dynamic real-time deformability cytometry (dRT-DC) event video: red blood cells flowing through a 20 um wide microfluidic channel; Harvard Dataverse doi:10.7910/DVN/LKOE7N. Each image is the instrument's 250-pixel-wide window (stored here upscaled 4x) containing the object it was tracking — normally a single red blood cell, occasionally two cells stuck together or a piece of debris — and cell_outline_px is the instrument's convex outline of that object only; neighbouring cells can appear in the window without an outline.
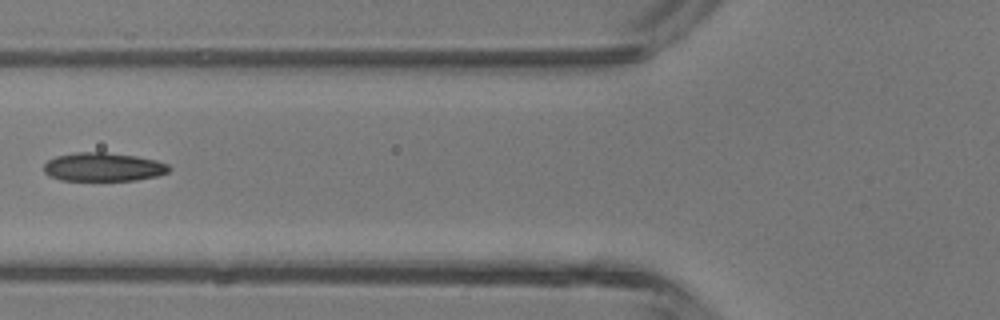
{"species": "common noctule bat (a hibernating species)", "species_latin": "Nyctalus noctula", "temperature_condition": "room temperature", "stored_images_in_passage": 5, "camera_frame_rate_fps": 3000, "um_per_image_px": 0.085, "animal": {"sex": "male", "body_mass_g": 13.3}, "frame": {"image": 1, "passage_image": 5, "time_ms": 4.667, "image_size_px": [1000, 320], "cell_outline_px": [[172, 168], [168, 172], [156, 176], [136, 180], [60, 180], [48, 176], [44, 172], [44, 164], [48, 160], [56, 156], [76, 152], [104, 152], [136, 156], [156, 160], [168, 164]], "centroid_in_image_um": [8.77, 14.19], "position_along_channel_um": 117.0, "area_um2": 20.92}}